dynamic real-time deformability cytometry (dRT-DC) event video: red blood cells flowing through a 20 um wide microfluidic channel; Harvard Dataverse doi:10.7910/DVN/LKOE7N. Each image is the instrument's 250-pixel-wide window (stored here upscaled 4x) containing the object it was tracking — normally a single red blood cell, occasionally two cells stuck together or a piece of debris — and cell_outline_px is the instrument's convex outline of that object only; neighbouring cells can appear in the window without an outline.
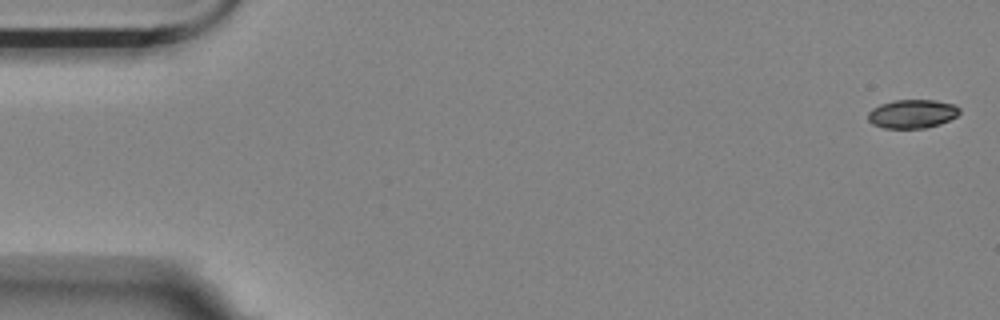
{"species": "Egyptian fruit bat (a non-hibernating species)", "species_latin": "Rousettus aegyptiacus", "temperature_condition": "room temperature", "stored_images_in_passage": 5, "camera_frame_rate_fps": 3000, "um_per_image_px": 0.085, "animal": {"sex": "female"}, "frame": {"image": 1, "passage_image": 1, "time_ms": 0.0, "image_size_px": [1000, 320], "cell_outline_px": [[960, 112], [956, 116], [940, 124], [924, 128], [884, 128], [872, 124], [868, 120], [868, 112], [872, 108], [880, 104], [896, 100], [936, 100], [956, 104], [960, 108]], "centroid_in_image_um": [77.55, 9.67], "position_along_channel_um": 7.5, "area_um2": 15.37}}
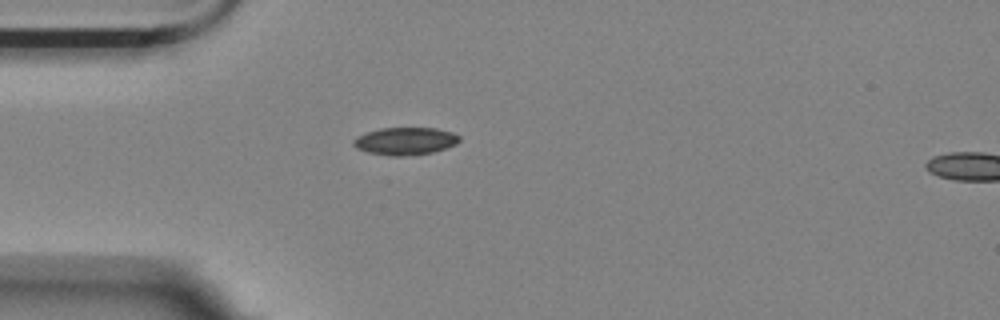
{"frame": {"image": 2, "passage_image": 5, "time_ms": 4.667, "image_size_px": [1000, 320], "cell_outline_px": [[460, 140], [456, 144], [432, 152], [404, 156], [388, 156], [368, 152], [356, 148], [352, 144], [352, 140], [356, 136], [380, 128], [436, 128], [452, 132], [460, 136]], "centroid_in_image_um": [34.42, 11.99], "position_along_channel_um": 50.6, "area_um2": 16.99}}